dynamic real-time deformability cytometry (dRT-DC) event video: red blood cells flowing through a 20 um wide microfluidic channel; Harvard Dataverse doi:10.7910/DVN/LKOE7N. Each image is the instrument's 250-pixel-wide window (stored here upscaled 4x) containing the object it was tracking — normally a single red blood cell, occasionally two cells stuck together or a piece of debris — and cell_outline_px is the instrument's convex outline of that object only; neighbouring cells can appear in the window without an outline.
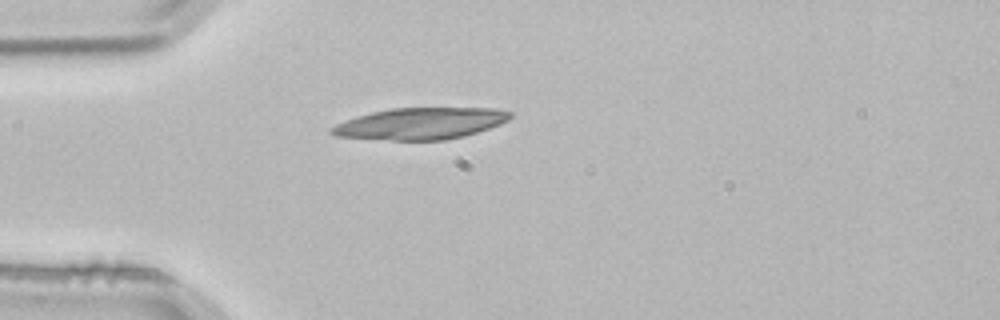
{"species": "common noctule bat (a hibernating species)", "species_latin": "Nyctalus noctula", "temperature_condition": "room temperature", "stored_images_in_passage": 1, "camera_frame_rate_fps": 3000, "um_per_image_px": 0.085, "animal": {"sex": "male", "body_mass_g": 21.5, "forearm_length_mm": 52.0}, "frame": {"image": 1, "passage_image": 1, "time_ms": 0.0, "image_size_px": [1000, 320], "cell_outline_px": [[512, 116], [508, 120], [500, 124], [464, 136], [444, 140], [392, 140], [336, 136], [328, 132], [328, 128], [336, 124], [356, 116], [372, 112], [392, 108], [496, 108], [512, 112]], "centroid_in_image_um": [35.73, 10.5], "position_along_channel_um": 49.3, "area_um2": 32.83}}